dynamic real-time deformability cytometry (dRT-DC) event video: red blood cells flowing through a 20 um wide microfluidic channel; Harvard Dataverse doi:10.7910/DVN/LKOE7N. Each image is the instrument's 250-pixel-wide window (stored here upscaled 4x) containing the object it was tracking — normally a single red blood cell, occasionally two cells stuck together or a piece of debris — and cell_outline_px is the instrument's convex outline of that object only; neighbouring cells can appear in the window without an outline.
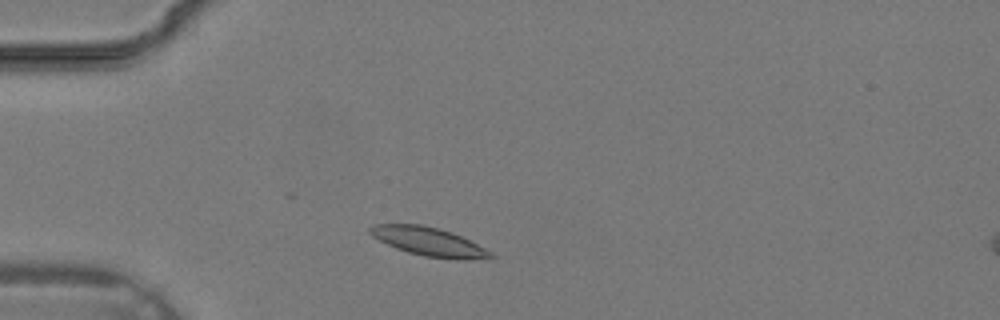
{"species": "common noctule bat (a hibernating species)", "species_latin": "Nyctalus noctula", "temperature_condition": "warm", "stored_images_in_passage": 23, "camera_frame_rate_fps": 3000, "um_per_image_px": 0.085, "animal": {"sex": "male", "body_mass_g": 19.2, "forearm_length_mm": 51.8}, "frame": {"image": 1, "passage_image": 4, "time_ms": 1.0, "image_size_px": [1000, 320], "cell_outline_px": [[496, 256], [472, 260], [456, 260], [424, 256], [408, 252], [396, 248], [372, 236], [368, 232], [368, 228], [372, 224], [420, 224], [452, 232], [492, 252]], "centroid_in_image_um": [36.43, 20.54], "position_along_channel_um": 48.6, "area_um2": 20.0}}
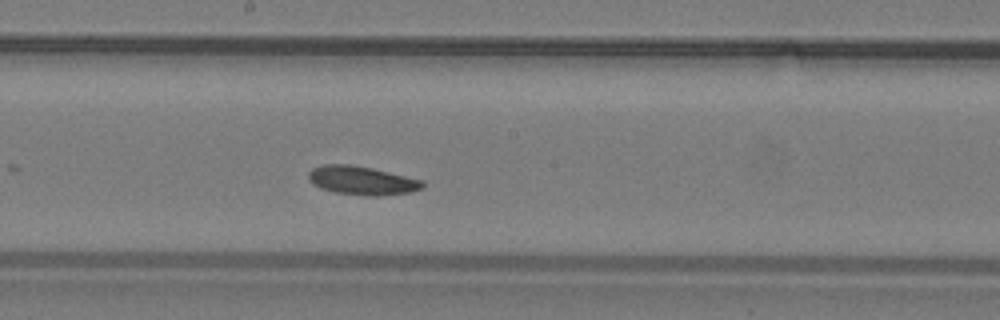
{"frame": {"image": 2, "passage_image": 14, "time_ms": 4.333, "image_size_px": [1000, 320], "cell_outline_px": [[424, 184], [420, 188], [408, 192], [380, 196], [364, 196], [336, 192], [320, 188], [312, 184], [308, 180], [308, 172], [312, 168], [324, 164], [352, 164], [372, 168], [424, 180]], "centroid_in_image_um": [30.72, 15.33], "position_along_channel_um": 217.5, "area_um2": 19.13}}
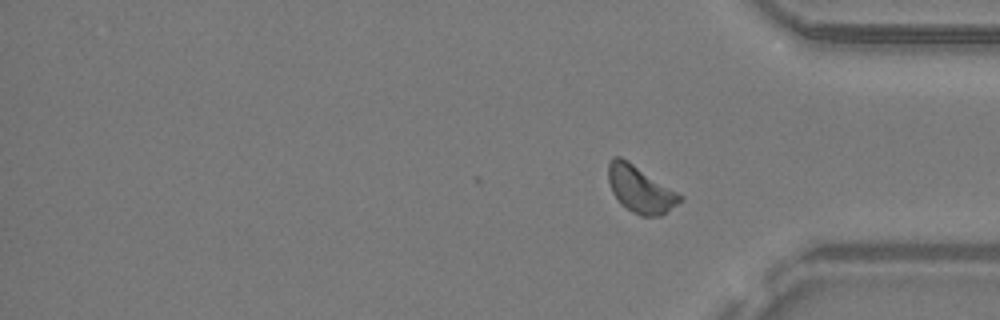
{"frame": {"image": 3, "passage_image": 23, "time_ms": 7.333, "image_size_px": [1000, 320], "cell_outline_px": [[684, 200], [660, 216], [640, 216], [632, 212], [612, 192], [608, 180], [608, 164], [612, 156], [620, 156], [684, 196]], "centroid_in_image_um": [54.44, 16.09], "position_along_channel_um": 380.8, "area_um2": 19.19}}